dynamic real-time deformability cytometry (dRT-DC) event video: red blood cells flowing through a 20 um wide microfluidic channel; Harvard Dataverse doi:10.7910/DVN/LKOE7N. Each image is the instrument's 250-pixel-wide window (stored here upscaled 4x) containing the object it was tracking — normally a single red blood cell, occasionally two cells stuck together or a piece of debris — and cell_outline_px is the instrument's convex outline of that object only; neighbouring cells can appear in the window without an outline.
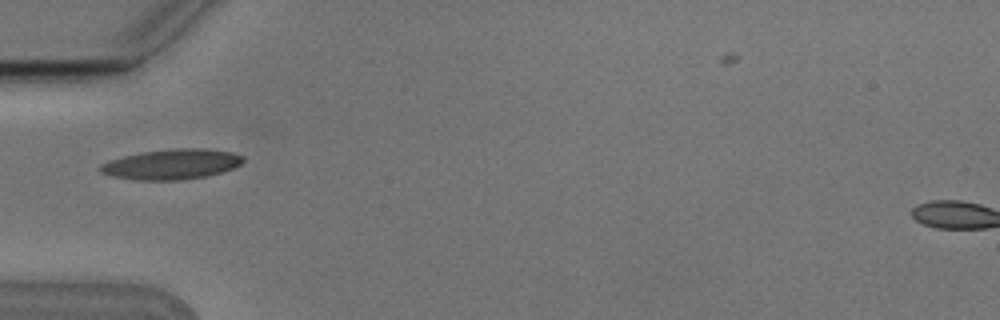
{"species": "Egyptian fruit bat (a non-hibernating species)", "species_latin": "Rousettus aegyptiacus", "temperature_condition": "cold", "stored_images_in_passage": 1, "camera_frame_rate_fps": 3000, "um_per_image_px": 0.085, "animal": {"sex": "male"}, "frame": {"image": 1, "passage_image": 1, "time_ms": 0.0, "image_size_px": [1000, 320], "cell_outline_px": [[244, 160], [240, 164], [232, 168], [220, 172], [204, 176], [180, 180], [136, 180], [112, 176], [100, 172], [96, 168], [100, 164], [108, 160], [140, 152], [172, 148], [208, 148], [232, 152], [244, 156]], "centroid_in_image_um": [14.55, 13.95], "position_along_channel_um": 70.5, "area_um2": 25.32}}